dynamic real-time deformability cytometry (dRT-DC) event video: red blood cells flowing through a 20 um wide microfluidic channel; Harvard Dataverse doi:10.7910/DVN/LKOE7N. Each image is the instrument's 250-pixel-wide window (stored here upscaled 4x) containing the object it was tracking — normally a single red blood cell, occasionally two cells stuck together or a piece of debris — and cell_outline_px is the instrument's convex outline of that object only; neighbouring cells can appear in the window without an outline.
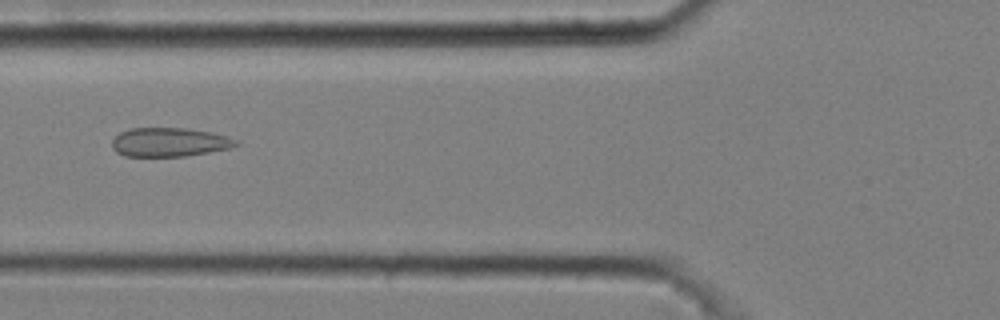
{"species": "common noctule bat (a hibernating species)", "species_latin": "Nyctalus noctula", "temperature_condition": "cold", "stored_images_in_passage": 8, "camera_frame_rate_fps": 3000, "um_per_image_px": 0.085, "animal": {"sex": "male", "body_mass_g": 20.4}, "frame": {"image": 1, "passage_image": 6, "time_ms": 1.667, "image_size_px": [1000, 320], "cell_outline_px": [[240, 144], [232, 148], [184, 156], [124, 156], [116, 152], [112, 148], [112, 140], [120, 132], [128, 128], [188, 128], [212, 132], [228, 136], [236, 140]], "centroid_in_image_um": [14.41, 12.08], "position_along_channel_um": 111.4, "area_um2": 21.04}}
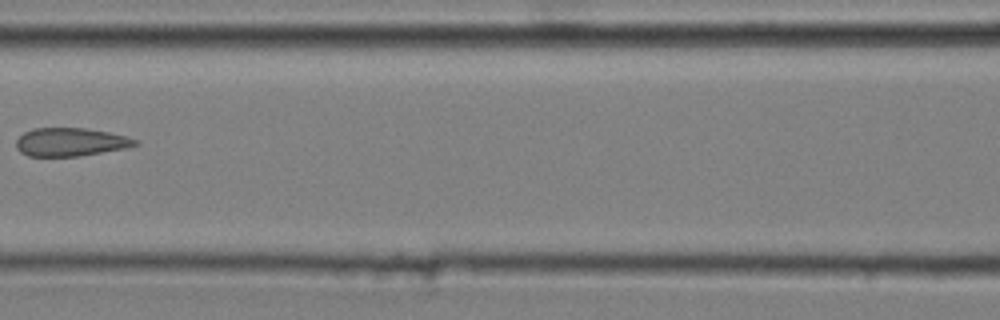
{"frame": {"image": 2, "passage_image": 7, "time_ms": 2.0, "image_size_px": [1000, 320], "cell_outline_px": [[140, 144], [128, 148], [80, 156], [28, 156], [20, 152], [16, 148], [16, 140], [24, 132], [32, 128], [84, 128], [108, 132], [140, 140]], "centroid_in_image_um": [6.01, 12.08], "position_along_channel_um": 160.6, "area_um2": 19.77}}
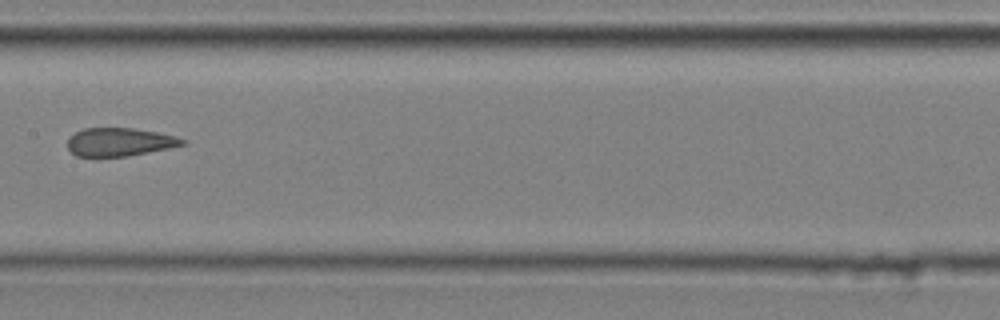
{"frame": {"image": 3, "passage_image": 8, "time_ms": 2.333, "image_size_px": [1000, 320], "cell_outline_px": [[188, 144], [128, 156], [76, 156], [68, 148], [68, 136], [84, 128], [132, 128], [156, 132], [176, 136], [188, 140]], "centroid_in_image_um": [10.19, 12.06], "position_along_channel_um": 197.2, "area_um2": 18.9}}